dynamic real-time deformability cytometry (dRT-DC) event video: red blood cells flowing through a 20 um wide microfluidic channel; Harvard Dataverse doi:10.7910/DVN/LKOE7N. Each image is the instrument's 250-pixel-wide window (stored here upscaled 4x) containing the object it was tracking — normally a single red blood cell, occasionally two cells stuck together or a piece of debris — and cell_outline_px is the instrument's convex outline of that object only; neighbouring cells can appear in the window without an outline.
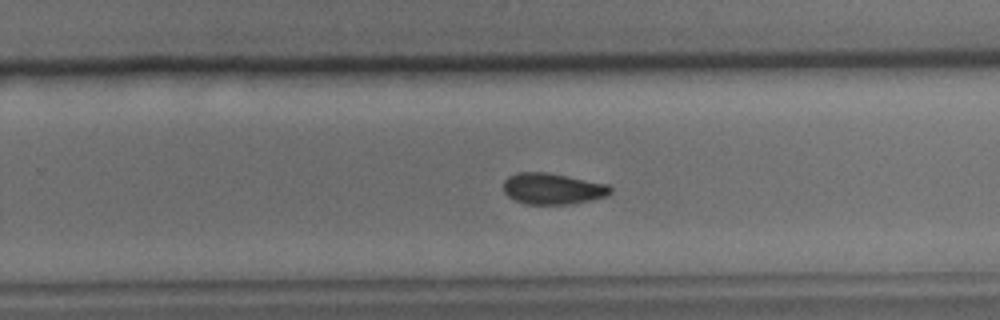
{"species": "common noctule bat (a hibernating species)", "species_latin": "Nyctalus noctula", "temperature_condition": "cold", "stored_images_in_passage": 46, "camera_frame_rate_fps": 3000, "um_per_image_px": 0.085, "animal": {"sex": "male", "body_mass_g": 15.6}, "frame": {"image": 1, "passage_image": 29, "time_ms": 9.333, "image_size_px": [1000, 320], "cell_outline_px": [[612, 192], [608, 196], [568, 204], [524, 204], [508, 196], [504, 192], [504, 180], [508, 176], [516, 172], [544, 172], [568, 176], [608, 184], [612, 188]], "centroid_in_image_um": [46.97, 16.03], "position_along_channel_um": 282.8, "area_um2": 19.42}}
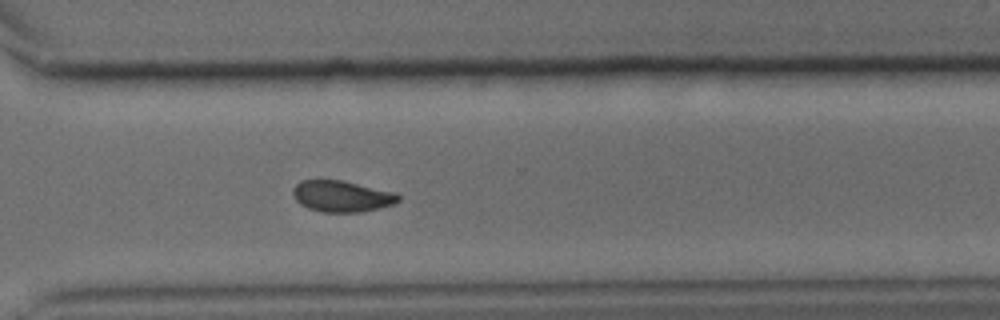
{"frame": {"image": 2, "passage_image": 33, "time_ms": 10.667, "image_size_px": [1000, 320], "cell_outline_px": [[400, 200], [392, 204], [360, 212], [320, 212], [308, 208], [300, 204], [292, 196], [292, 188], [300, 180], [340, 180], [396, 192], [400, 196]], "centroid_in_image_um": [29.01, 16.68], "position_along_channel_um": 341.6, "area_um2": 19.19}}
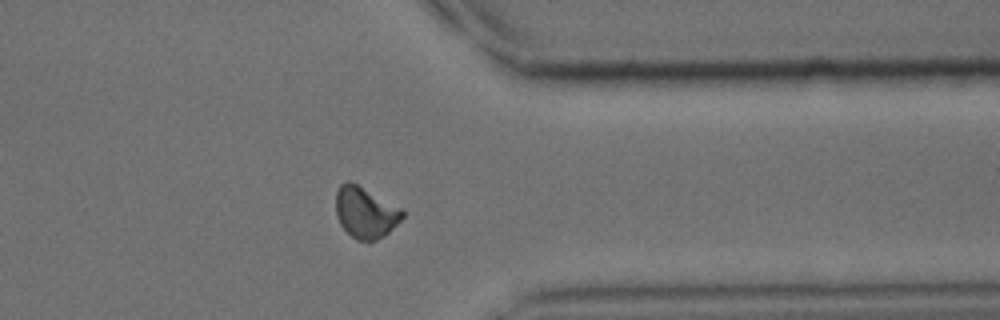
{"frame": {"image": 3, "passage_image": 36, "time_ms": 11.667, "image_size_px": [1000, 320], "cell_outline_px": [[404, 216], [384, 236], [376, 240], [356, 240], [340, 224], [336, 216], [336, 192], [340, 184], [348, 180], [356, 184], [400, 208], [404, 212]], "centroid_in_image_um": [31.02, 18.06], "position_along_channel_um": 380.4, "area_um2": 19.42}}